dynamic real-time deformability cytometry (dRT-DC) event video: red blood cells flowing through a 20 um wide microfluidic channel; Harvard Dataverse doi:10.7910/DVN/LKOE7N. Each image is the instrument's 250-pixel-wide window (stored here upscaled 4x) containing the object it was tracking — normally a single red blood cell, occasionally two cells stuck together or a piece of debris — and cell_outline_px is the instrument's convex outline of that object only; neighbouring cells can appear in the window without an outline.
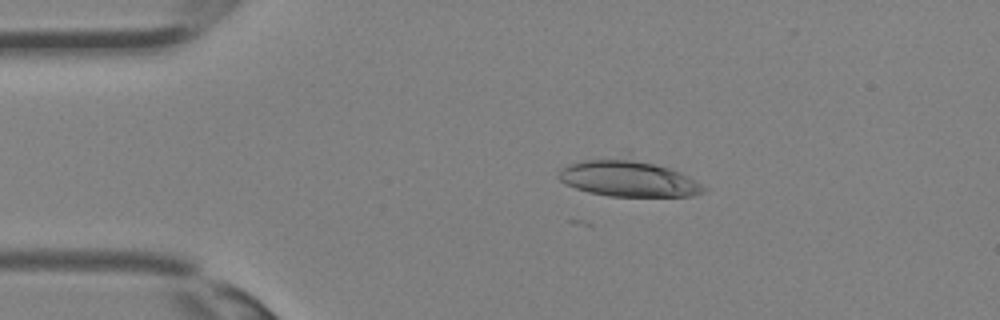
{"species": "Egyptian fruit bat (a non-hibernating species)", "species_latin": "Rousettus aegyptiacus", "temperature_condition": "room temperature", "stored_images_in_passage": 29, "camera_frame_rate_fps": 3000, "um_per_image_px": 0.085, "animal": {"sex": "female"}, "frame": {"image": 1, "passage_image": 1, "time_ms": 0.0, "image_size_px": [1000, 320], "cell_outline_px": [[708, 188], [704, 192], [692, 196], [608, 196], [588, 192], [576, 188], [560, 180], [556, 176], [560, 168], [568, 164], [580, 160], [624, 148], [628, 148], [680, 172], [688, 176]], "centroid_in_image_um": [53.37, 14.99], "position_along_channel_um": 31.6, "area_um2": 33.87}}
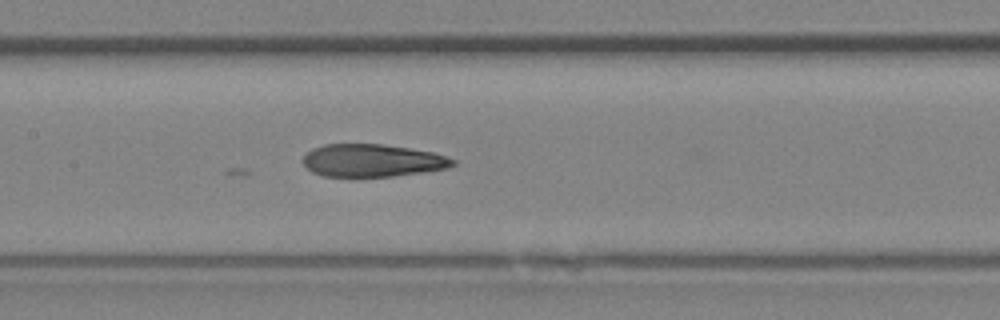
{"frame": {"image": 2, "passage_image": 11, "time_ms": 3.333, "image_size_px": [1000, 320], "cell_outline_px": [[456, 164], [448, 168], [424, 172], [392, 176], [324, 176], [312, 172], [304, 164], [304, 156], [312, 148], [324, 144], [384, 144], [432, 152], [456, 160]], "centroid_in_image_um": [31.66, 13.64], "position_along_channel_um": 175.7, "area_um2": 28.32}}
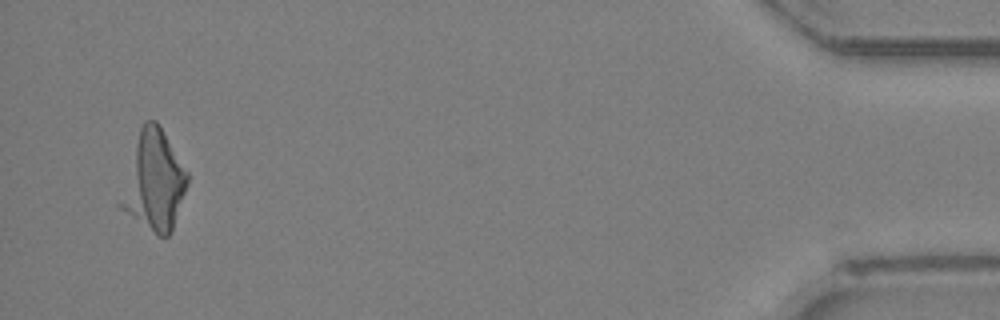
{"frame": {"image": 3, "passage_image": 28, "time_ms": 9.0, "image_size_px": [1000, 320], "cell_outline_px": [[188, 184], [172, 232], [168, 236], [156, 236], [120, 208], [116, 204], [140, 128], [144, 120], [156, 120], [188, 172]], "centroid_in_image_um": [13.07, 15.44], "position_along_channel_um": 422.1, "area_um2": 38.44}}